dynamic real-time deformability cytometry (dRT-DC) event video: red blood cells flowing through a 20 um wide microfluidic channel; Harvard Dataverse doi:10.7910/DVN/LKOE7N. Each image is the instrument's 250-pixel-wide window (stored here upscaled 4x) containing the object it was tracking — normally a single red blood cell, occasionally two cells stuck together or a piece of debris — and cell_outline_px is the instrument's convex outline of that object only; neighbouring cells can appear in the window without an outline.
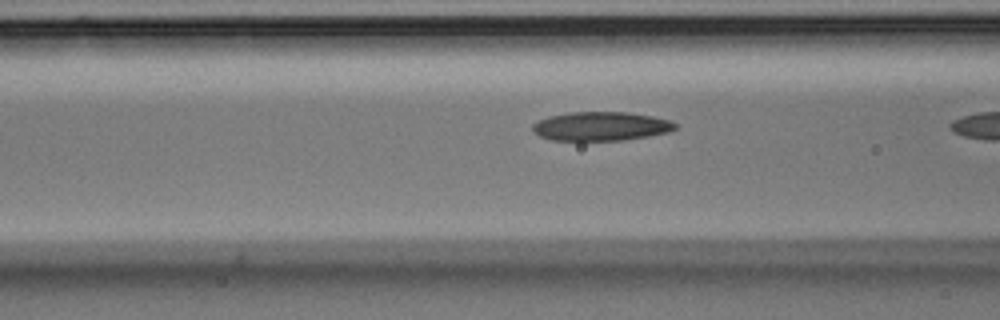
{"species": "Egyptian fruit bat (a non-hibernating species)", "species_latin": "Rousettus aegyptiacus", "temperature_condition": "room temperature", "stored_images_in_passage": 18, "camera_frame_rate_fps": 3000, "um_per_image_px": 0.085, "animal": {"sex": "male"}, "frame": {"image": 1, "passage_image": 17, "time_ms": 5.333, "image_size_px": [1000, 320], "cell_outline_px": [[676, 128], [668, 132], [648, 136], [624, 140], [552, 140], [540, 136], [532, 132], [532, 124], [536, 120], [548, 116], [568, 112], [628, 112], [652, 116], [672, 120], [676, 124]], "centroid_in_image_um": [51.05, 10.72], "position_along_channel_um": 115.6, "area_um2": 24.22}}